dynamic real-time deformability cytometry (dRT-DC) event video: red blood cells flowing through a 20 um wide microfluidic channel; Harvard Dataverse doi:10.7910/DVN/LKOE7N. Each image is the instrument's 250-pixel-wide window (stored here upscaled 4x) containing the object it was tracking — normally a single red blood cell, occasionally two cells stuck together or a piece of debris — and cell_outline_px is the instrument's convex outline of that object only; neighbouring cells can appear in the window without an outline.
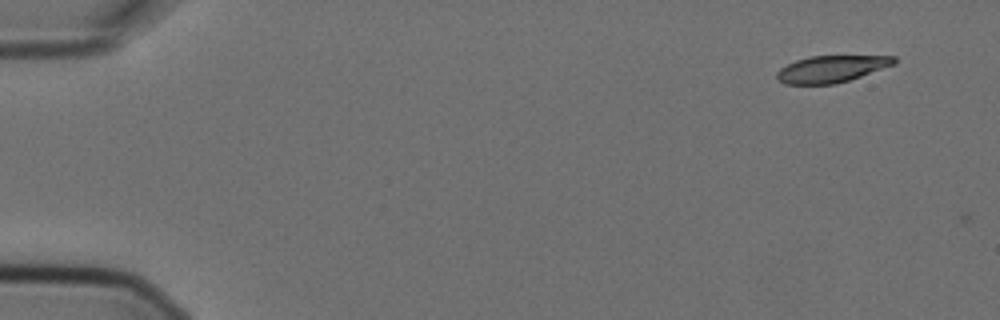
{"species": "Egyptian fruit bat (a non-hibernating species)", "species_latin": "Rousettus aegyptiacus", "temperature_condition": "cold", "stored_images_in_passage": 6, "camera_frame_rate_fps": 3000, "um_per_image_px": 0.085, "animal": {"sex": "female"}, "frame": {"image": 1, "passage_image": 1, "time_ms": 0.0, "image_size_px": [1000, 320], "cell_outline_px": [[896, 64], [836, 84], [784, 84], [776, 80], [776, 72], [780, 68], [796, 60], [812, 56], [896, 56]], "centroid_in_image_um": [70.64, 5.86], "position_along_channel_um": 14.4, "area_um2": 18.26}}
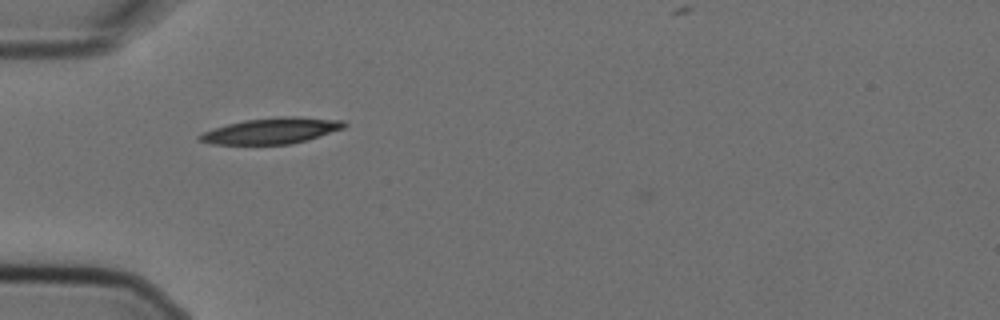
{"frame": {"image": 2, "passage_image": 5, "time_ms": 1.333, "image_size_px": [1000, 320], "cell_outline_px": [[348, 124], [344, 128], [308, 140], [288, 144], [212, 144], [196, 140], [196, 136], [204, 132], [228, 124], [244, 120], [276, 116], [296, 116], [344, 120]], "centroid_in_image_um": [23.1, 11.11], "position_along_channel_um": 61.9, "area_um2": 21.96}}
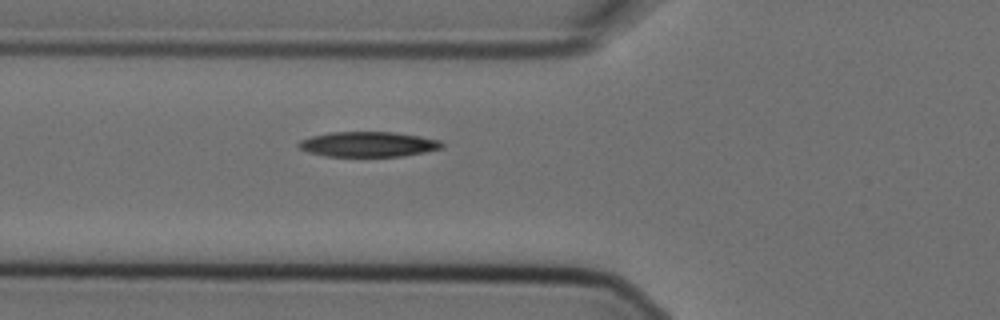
{"frame": {"image": 3, "passage_image": 6, "time_ms": 1.667, "image_size_px": [1000, 320], "cell_outline_px": [[444, 148], [424, 152], [400, 156], [324, 156], [308, 152], [300, 148], [296, 144], [300, 140], [312, 136], [328, 132], [392, 132], [420, 136], [440, 140], [444, 144]], "centroid_in_image_um": [31.29, 12.26], "position_along_channel_um": 94.5, "area_um2": 20.98}}